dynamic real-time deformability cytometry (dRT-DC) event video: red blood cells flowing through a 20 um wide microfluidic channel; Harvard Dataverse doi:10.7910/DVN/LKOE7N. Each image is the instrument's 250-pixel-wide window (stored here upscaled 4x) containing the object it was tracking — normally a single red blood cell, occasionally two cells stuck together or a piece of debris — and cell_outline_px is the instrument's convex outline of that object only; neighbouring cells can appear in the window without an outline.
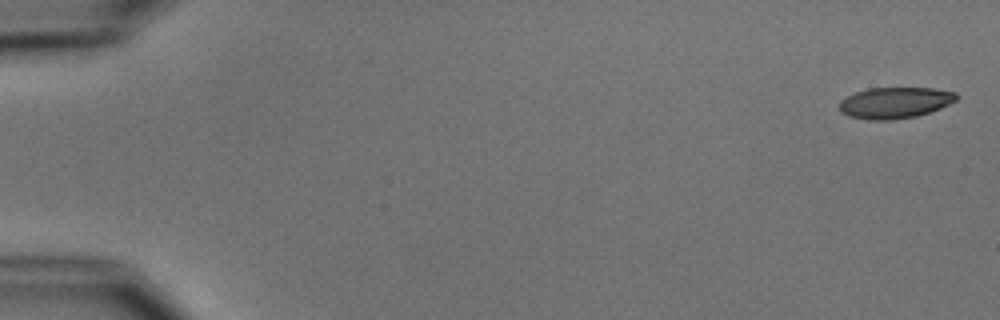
{"species": "common noctule bat (a hibernating species)", "species_latin": "Nyctalus noctula", "temperature_condition": "cold", "stored_images_in_passage": 8, "camera_frame_rate_fps": 3000, "um_per_image_px": 0.085, "animal": {"sex": "male", "body_mass_g": 15.6}, "frame": {"image": 1, "passage_image": 1, "time_ms": 0.0, "image_size_px": [1000, 320], "cell_outline_px": [[960, 96], [956, 100], [940, 108], [916, 116], [892, 120], [868, 120], [848, 116], [840, 112], [840, 100], [856, 92], [868, 88], [932, 88], [956, 92]], "centroid_in_image_um": [76.06, 8.73], "position_along_channel_um": 8.9, "area_um2": 21.27}}
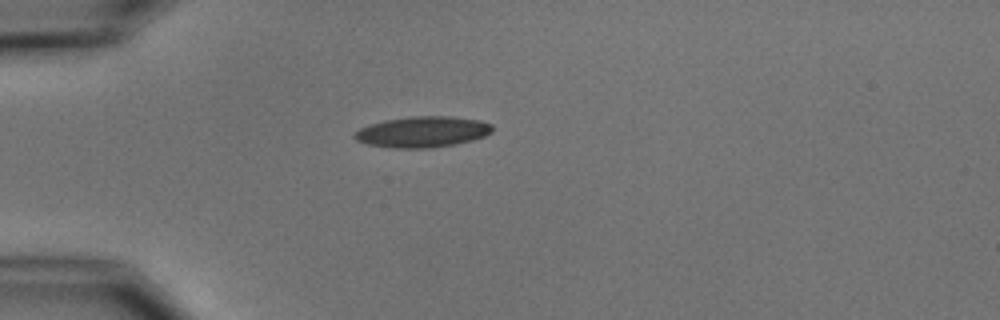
{"frame": {"image": 2, "passage_image": 5, "time_ms": 4.667, "image_size_px": [1000, 320], "cell_outline_px": [[492, 132], [484, 136], [472, 140], [456, 144], [432, 148], [396, 148], [368, 144], [356, 140], [352, 136], [360, 128], [384, 120], [412, 116], [452, 116], [480, 120], [492, 124]], "centroid_in_image_um": [35.94, 11.2], "position_along_channel_um": 49.1, "area_um2": 24.8}}
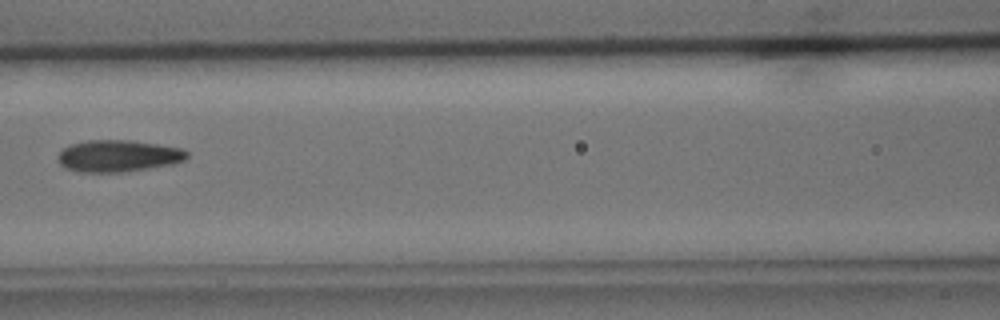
{"frame": {"image": 3, "passage_image": 8, "time_ms": 8.0, "image_size_px": [1000, 320], "cell_outline_px": [[188, 156], [184, 160], [172, 164], [148, 168], [120, 172], [80, 172], [64, 168], [56, 160], [60, 152], [68, 144], [88, 140], [132, 140], [184, 148], [188, 152]], "centroid_in_image_um": [10.03, 13.24], "position_along_channel_um": 156.6, "area_um2": 24.1}}